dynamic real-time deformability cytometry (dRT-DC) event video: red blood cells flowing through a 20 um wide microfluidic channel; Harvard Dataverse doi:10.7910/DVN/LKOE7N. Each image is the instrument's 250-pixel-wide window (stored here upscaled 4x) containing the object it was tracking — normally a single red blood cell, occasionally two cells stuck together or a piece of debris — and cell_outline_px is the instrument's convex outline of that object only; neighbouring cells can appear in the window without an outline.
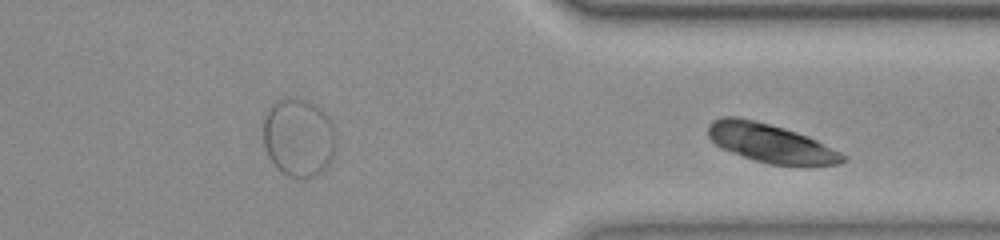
{"species": "common noctule bat (a hibernating species)", "species_latin": "Nyctalus noctula", "temperature_condition": "room temperature", "stored_images_in_passage": 46, "segment_of_instrument_passage": [2, 2], "camera_frame_rate_fps": 3000, "um_per_image_px": 0.085, "animal": {"sex": "female", "body_mass_g": 23.0, "forearm_length_mm": 53.4}, "frame": {"image": 1, "passage_image": 46, "time_ms": 15.0, "image_size_px": [1000, 240], "cell_outline_px": [[848, 160], [840, 164], [768, 164], [752, 160], [720, 148], [708, 136], [708, 124], [712, 120], [724, 116], [736, 116], [784, 128], [808, 136], [848, 156]], "centroid_in_image_um": [65.46, 12.16], "position_along_channel_um": 345.9, "area_um2": 30.11}}